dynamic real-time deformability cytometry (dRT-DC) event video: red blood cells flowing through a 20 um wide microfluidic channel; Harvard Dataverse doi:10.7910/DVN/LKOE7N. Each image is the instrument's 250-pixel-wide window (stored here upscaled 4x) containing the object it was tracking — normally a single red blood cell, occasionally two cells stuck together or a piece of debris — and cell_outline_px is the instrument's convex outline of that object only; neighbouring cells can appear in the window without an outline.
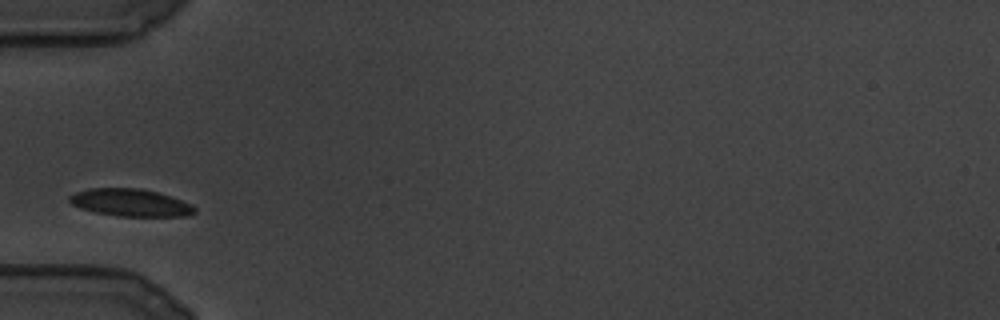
{"species": "common noctule bat (a hibernating species)", "species_latin": "Nyctalus noctula", "temperature_condition": "cold", "stored_images_in_passage": 76, "camera_frame_rate_fps": 3000, "um_per_image_px": 0.085, "animal": {"sex": "male", "body_mass_g": 19.5, "forearm_length_mm": 54.6}, "frame": {"image": 1, "passage_image": 1, "time_ms": 0.0, "image_size_px": [1000, 320], "cell_outline_px": [[196, 212], [188, 216], [120, 216], [96, 212], [80, 208], [72, 204], [68, 200], [68, 196], [76, 192], [88, 188], [140, 188], [172, 196], [192, 204], [196, 208]], "centroid_in_image_um": [11.11, 17.22], "position_along_channel_um": 73.9, "area_um2": 20.06}}
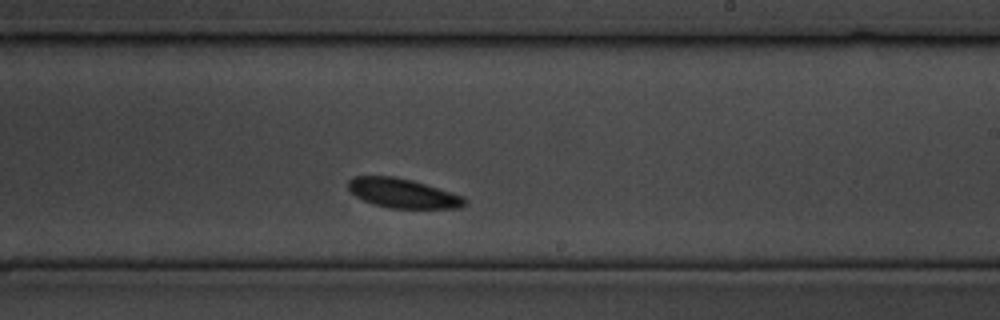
{"frame": {"image": 2, "passage_image": 32, "time_ms": 10.333, "image_size_px": [1000, 320], "cell_outline_px": [[464, 204], [460, 208], [388, 208], [364, 200], [356, 196], [348, 188], [348, 180], [352, 176], [392, 176], [412, 180], [464, 196]], "centroid_in_image_um": [34.21, 16.42], "position_along_channel_um": 254.8, "area_um2": 19.71}}
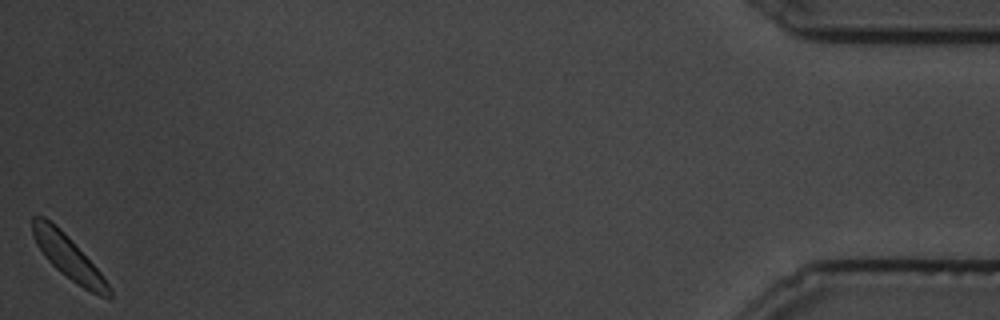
{"frame": {"image": 3, "passage_image": 76, "time_ms": 25.0, "image_size_px": [1000, 320], "cell_outline_px": [[112, 296], [108, 300], [84, 288], [60, 272], [44, 256], [36, 244], [32, 236], [32, 216], [44, 216], [56, 224], [68, 236], [104, 276], [112, 292]], "centroid_in_image_um": [5.79, 21.84], "position_along_channel_um": 429.4, "area_um2": 19.31}}